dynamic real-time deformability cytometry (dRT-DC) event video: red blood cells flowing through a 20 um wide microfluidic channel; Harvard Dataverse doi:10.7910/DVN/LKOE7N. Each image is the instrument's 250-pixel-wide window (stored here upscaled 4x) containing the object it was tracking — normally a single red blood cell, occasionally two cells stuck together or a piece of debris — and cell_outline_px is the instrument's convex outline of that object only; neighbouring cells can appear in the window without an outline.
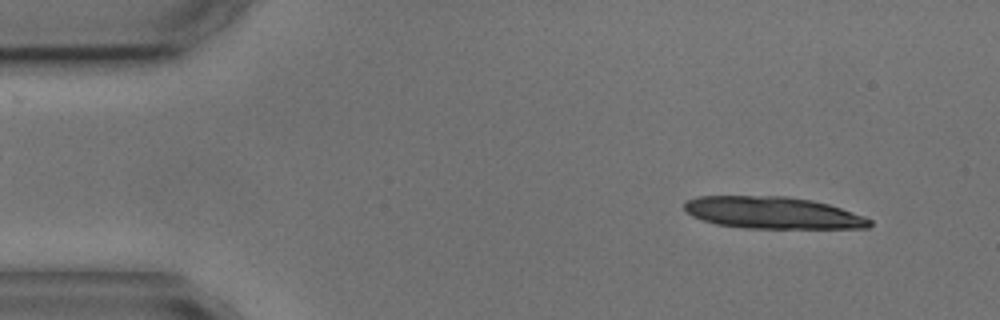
{"species": "common noctule bat (a hibernating species)", "species_latin": "Nyctalus noctula", "temperature_condition": "cold", "stored_images_in_passage": 6, "camera_frame_rate_fps": 3000, "um_per_image_px": 0.085, "animal": {"sex": "male", "body_mass_g": 17.9, "forearm_length_mm": 54.2}, "frame": {"image": 1, "passage_image": 2, "time_ms": 1.333, "image_size_px": [1000, 320], "cell_outline_px": [[872, 224], [868, 228], [744, 228], [716, 224], [692, 216], [684, 212], [684, 200], [696, 196], [788, 196], [812, 200], [828, 204], [864, 216], [872, 220]], "centroid_in_image_um": [65.64, 18.08], "position_along_channel_um": 19.4, "area_um2": 34.68}}
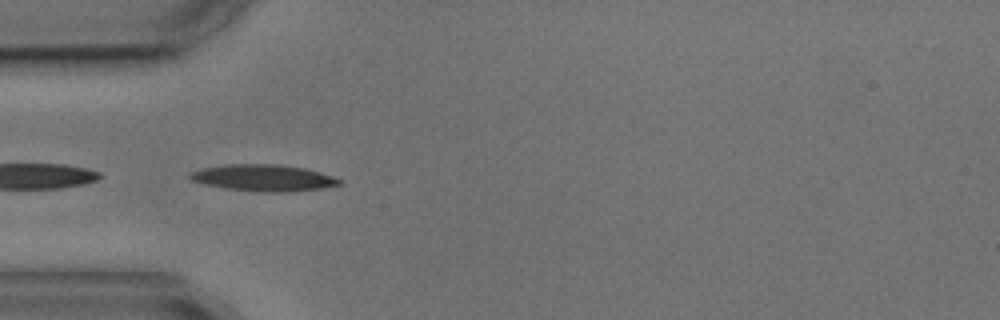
{"frame": {"image": 2, "passage_image": 5, "time_ms": 5.0, "image_size_px": [1000, 320], "cell_outline_px": [[340, 184], [324, 188], [288, 192], [264, 192], [224, 188], [192, 180], [188, 176], [192, 172], [204, 168], [228, 164], [276, 164], [304, 168], [320, 172], [332, 176], [340, 180]], "centroid_in_image_um": [22.43, 15.12], "position_along_channel_um": 62.6, "area_um2": 22.77}}